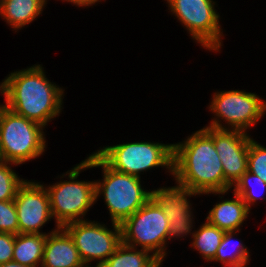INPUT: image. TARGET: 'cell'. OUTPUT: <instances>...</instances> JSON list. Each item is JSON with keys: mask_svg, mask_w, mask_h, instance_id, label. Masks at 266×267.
<instances>
[{"mask_svg": "<svg viewBox=\"0 0 266 267\" xmlns=\"http://www.w3.org/2000/svg\"><path fill=\"white\" fill-rule=\"evenodd\" d=\"M176 183L201 194L224 195L232 189L212 140V128L205 126L173 144V173Z\"/></svg>", "mask_w": 266, "mask_h": 267, "instance_id": "obj_1", "label": "cell"}, {"mask_svg": "<svg viewBox=\"0 0 266 267\" xmlns=\"http://www.w3.org/2000/svg\"><path fill=\"white\" fill-rule=\"evenodd\" d=\"M43 70L35 64L14 71L0 85L6 107L45 127L61 113L64 89L50 82Z\"/></svg>", "mask_w": 266, "mask_h": 267, "instance_id": "obj_2", "label": "cell"}, {"mask_svg": "<svg viewBox=\"0 0 266 267\" xmlns=\"http://www.w3.org/2000/svg\"><path fill=\"white\" fill-rule=\"evenodd\" d=\"M85 161L90 168L103 169L102 181H95L96 201L102 194L112 223L121 225L150 199V191L142 188L139 177L113 170L95 152Z\"/></svg>", "mask_w": 266, "mask_h": 267, "instance_id": "obj_3", "label": "cell"}, {"mask_svg": "<svg viewBox=\"0 0 266 267\" xmlns=\"http://www.w3.org/2000/svg\"><path fill=\"white\" fill-rule=\"evenodd\" d=\"M43 127L5 105H0V154L2 161L23 164L41 156L46 147Z\"/></svg>", "mask_w": 266, "mask_h": 267, "instance_id": "obj_4", "label": "cell"}, {"mask_svg": "<svg viewBox=\"0 0 266 267\" xmlns=\"http://www.w3.org/2000/svg\"><path fill=\"white\" fill-rule=\"evenodd\" d=\"M84 169H90L85 160L62 175L63 177L68 175L69 181L60 180V182L46 187L51 214L55 219L56 226L63 227L71 222L85 220L83 217L96 202L95 180H76Z\"/></svg>", "mask_w": 266, "mask_h": 267, "instance_id": "obj_5", "label": "cell"}, {"mask_svg": "<svg viewBox=\"0 0 266 267\" xmlns=\"http://www.w3.org/2000/svg\"><path fill=\"white\" fill-rule=\"evenodd\" d=\"M95 153L113 170L139 178L141 172L160 166L173 173V144L130 142Z\"/></svg>", "mask_w": 266, "mask_h": 267, "instance_id": "obj_6", "label": "cell"}, {"mask_svg": "<svg viewBox=\"0 0 266 267\" xmlns=\"http://www.w3.org/2000/svg\"><path fill=\"white\" fill-rule=\"evenodd\" d=\"M168 217L151 198L121 226L122 243L141 247L161 262L166 257V242L169 235Z\"/></svg>", "mask_w": 266, "mask_h": 267, "instance_id": "obj_7", "label": "cell"}, {"mask_svg": "<svg viewBox=\"0 0 266 267\" xmlns=\"http://www.w3.org/2000/svg\"><path fill=\"white\" fill-rule=\"evenodd\" d=\"M209 110L215 114V118L208 127L247 132L264 117L266 102L257 94L245 90L219 91L214 93ZM219 118L228 124L227 128Z\"/></svg>", "mask_w": 266, "mask_h": 267, "instance_id": "obj_8", "label": "cell"}, {"mask_svg": "<svg viewBox=\"0 0 266 267\" xmlns=\"http://www.w3.org/2000/svg\"><path fill=\"white\" fill-rule=\"evenodd\" d=\"M169 10L187 29L192 39L209 51L219 52L223 36L220 15L213 0H166Z\"/></svg>", "mask_w": 266, "mask_h": 267, "instance_id": "obj_9", "label": "cell"}, {"mask_svg": "<svg viewBox=\"0 0 266 267\" xmlns=\"http://www.w3.org/2000/svg\"><path fill=\"white\" fill-rule=\"evenodd\" d=\"M113 230L105 224L95 221H75L63 228L73 239L79 256L86 267H92V261H98L95 267H100L122 243L121 226L112 223Z\"/></svg>", "mask_w": 266, "mask_h": 267, "instance_id": "obj_10", "label": "cell"}, {"mask_svg": "<svg viewBox=\"0 0 266 267\" xmlns=\"http://www.w3.org/2000/svg\"><path fill=\"white\" fill-rule=\"evenodd\" d=\"M19 233L48 234L40 232L50 219H53L49 194L43 184L25 180L14 199Z\"/></svg>", "mask_w": 266, "mask_h": 267, "instance_id": "obj_11", "label": "cell"}, {"mask_svg": "<svg viewBox=\"0 0 266 267\" xmlns=\"http://www.w3.org/2000/svg\"><path fill=\"white\" fill-rule=\"evenodd\" d=\"M195 195L199 194L179 183L174 187H163L150 191V198L161 207L163 213L168 217V240L174 237L182 238L189 233L193 234L191 231L194 217H191L193 216L192 205L188 198Z\"/></svg>", "mask_w": 266, "mask_h": 267, "instance_id": "obj_12", "label": "cell"}, {"mask_svg": "<svg viewBox=\"0 0 266 267\" xmlns=\"http://www.w3.org/2000/svg\"><path fill=\"white\" fill-rule=\"evenodd\" d=\"M250 139L247 132L212 128V140L221 159L225 180L232 187L247 171Z\"/></svg>", "mask_w": 266, "mask_h": 267, "instance_id": "obj_13", "label": "cell"}, {"mask_svg": "<svg viewBox=\"0 0 266 267\" xmlns=\"http://www.w3.org/2000/svg\"><path fill=\"white\" fill-rule=\"evenodd\" d=\"M41 267H86L68 232L56 226L46 234Z\"/></svg>", "mask_w": 266, "mask_h": 267, "instance_id": "obj_14", "label": "cell"}, {"mask_svg": "<svg viewBox=\"0 0 266 267\" xmlns=\"http://www.w3.org/2000/svg\"><path fill=\"white\" fill-rule=\"evenodd\" d=\"M234 193V199H225L209 211L206 220L224 231H240V227L246 221L250 210L243 199Z\"/></svg>", "mask_w": 266, "mask_h": 267, "instance_id": "obj_15", "label": "cell"}, {"mask_svg": "<svg viewBox=\"0 0 266 267\" xmlns=\"http://www.w3.org/2000/svg\"><path fill=\"white\" fill-rule=\"evenodd\" d=\"M46 4L44 0H0V16L18 31L36 20Z\"/></svg>", "mask_w": 266, "mask_h": 267, "instance_id": "obj_16", "label": "cell"}, {"mask_svg": "<svg viewBox=\"0 0 266 267\" xmlns=\"http://www.w3.org/2000/svg\"><path fill=\"white\" fill-rule=\"evenodd\" d=\"M45 242L46 234H16L12 260L28 267L41 266Z\"/></svg>", "mask_w": 266, "mask_h": 267, "instance_id": "obj_17", "label": "cell"}, {"mask_svg": "<svg viewBox=\"0 0 266 267\" xmlns=\"http://www.w3.org/2000/svg\"><path fill=\"white\" fill-rule=\"evenodd\" d=\"M121 243L100 267H161L163 264L151 252Z\"/></svg>", "mask_w": 266, "mask_h": 267, "instance_id": "obj_18", "label": "cell"}, {"mask_svg": "<svg viewBox=\"0 0 266 267\" xmlns=\"http://www.w3.org/2000/svg\"><path fill=\"white\" fill-rule=\"evenodd\" d=\"M238 232L239 231H225L217 249L216 256L212 261H219L224 267H246V265L250 263V252L247 250L246 245H243L241 240L239 242L237 240V246L234 245L233 247L232 245L234 234L237 235L236 233ZM231 245L233 248L230 247Z\"/></svg>", "mask_w": 266, "mask_h": 267, "instance_id": "obj_19", "label": "cell"}, {"mask_svg": "<svg viewBox=\"0 0 266 267\" xmlns=\"http://www.w3.org/2000/svg\"><path fill=\"white\" fill-rule=\"evenodd\" d=\"M225 231L210 224L207 220L198 230L193 231L191 247L197 249L203 259L212 262Z\"/></svg>", "mask_w": 266, "mask_h": 267, "instance_id": "obj_20", "label": "cell"}, {"mask_svg": "<svg viewBox=\"0 0 266 267\" xmlns=\"http://www.w3.org/2000/svg\"><path fill=\"white\" fill-rule=\"evenodd\" d=\"M256 187H258L260 191L256 192L261 193V190L262 193L266 192V183L263 181V179L257 175L250 173L249 171H246L233 187V191L243 199L249 210H251L252 208L251 205H254L258 198L260 199V194H257L255 192Z\"/></svg>", "mask_w": 266, "mask_h": 267, "instance_id": "obj_21", "label": "cell"}, {"mask_svg": "<svg viewBox=\"0 0 266 267\" xmlns=\"http://www.w3.org/2000/svg\"><path fill=\"white\" fill-rule=\"evenodd\" d=\"M12 164L18 165L7 161L0 162V201L14 200L19 187L25 181L12 170Z\"/></svg>", "mask_w": 266, "mask_h": 267, "instance_id": "obj_22", "label": "cell"}, {"mask_svg": "<svg viewBox=\"0 0 266 267\" xmlns=\"http://www.w3.org/2000/svg\"><path fill=\"white\" fill-rule=\"evenodd\" d=\"M247 171L259 176L266 183V148L253 138L249 142Z\"/></svg>", "mask_w": 266, "mask_h": 267, "instance_id": "obj_23", "label": "cell"}, {"mask_svg": "<svg viewBox=\"0 0 266 267\" xmlns=\"http://www.w3.org/2000/svg\"><path fill=\"white\" fill-rule=\"evenodd\" d=\"M0 232L19 234L14 200L0 201Z\"/></svg>", "mask_w": 266, "mask_h": 267, "instance_id": "obj_24", "label": "cell"}, {"mask_svg": "<svg viewBox=\"0 0 266 267\" xmlns=\"http://www.w3.org/2000/svg\"><path fill=\"white\" fill-rule=\"evenodd\" d=\"M15 234L0 232V264L12 261Z\"/></svg>", "mask_w": 266, "mask_h": 267, "instance_id": "obj_25", "label": "cell"}, {"mask_svg": "<svg viewBox=\"0 0 266 267\" xmlns=\"http://www.w3.org/2000/svg\"><path fill=\"white\" fill-rule=\"evenodd\" d=\"M63 1H67L69 3H72L76 6H80V7H87V6H92L93 4H96L97 2H100L101 0H63Z\"/></svg>", "mask_w": 266, "mask_h": 267, "instance_id": "obj_26", "label": "cell"}, {"mask_svg": "<svg viewBox=\"0 0 266 267\" xmlns=\"http://www.w3.org/2000/svg\"><path fill=\"white\" fill-rule=\"evenodd\" d=\"M0 267H28V266L22 265V264L12 260V261H9L7 263L0 264Z\"/></svg>", "mask_w": 266, "mask_h": 267, "instance_id": "obj_27", "label": "cell"}]
</instances>
